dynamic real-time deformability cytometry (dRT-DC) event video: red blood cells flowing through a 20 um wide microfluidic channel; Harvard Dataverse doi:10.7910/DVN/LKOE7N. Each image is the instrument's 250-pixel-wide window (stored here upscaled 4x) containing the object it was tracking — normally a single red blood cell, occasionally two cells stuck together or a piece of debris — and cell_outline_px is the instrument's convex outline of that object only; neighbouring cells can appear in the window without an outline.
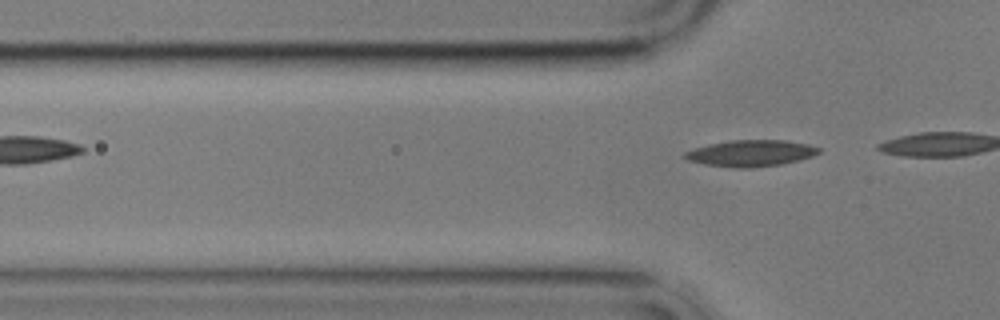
{"species": "common noctule bat (a hibernating species)", "species_latin": "Nyctalus noctula", "temperature_condition": "cold", "stored_images_in_passage": 2, "camera_frame_rate_fps": 3000, "um_per_image_px": 0.085, "animal": {"sex": "male", "body_mass_g": 17.9}, "frame": {"image": 1, "passage_image": 2, "time_ms": 1.333, "image_size_px": [1000, 320], "cell_outline_px": [[820, 152], [812, 156], [800, 160], [780, 164], [752, 168], [732, 168], [704, 164], [688, 160], [680, 156], [684, 152], [692, 148], [708, 144], [728, 140], [784, 140], [808, 144], [820, 148]], "centroid_in_image_um": [63.76, 13.02], "position_along_channel_um": 62.0, "area_um2": 20.87}}